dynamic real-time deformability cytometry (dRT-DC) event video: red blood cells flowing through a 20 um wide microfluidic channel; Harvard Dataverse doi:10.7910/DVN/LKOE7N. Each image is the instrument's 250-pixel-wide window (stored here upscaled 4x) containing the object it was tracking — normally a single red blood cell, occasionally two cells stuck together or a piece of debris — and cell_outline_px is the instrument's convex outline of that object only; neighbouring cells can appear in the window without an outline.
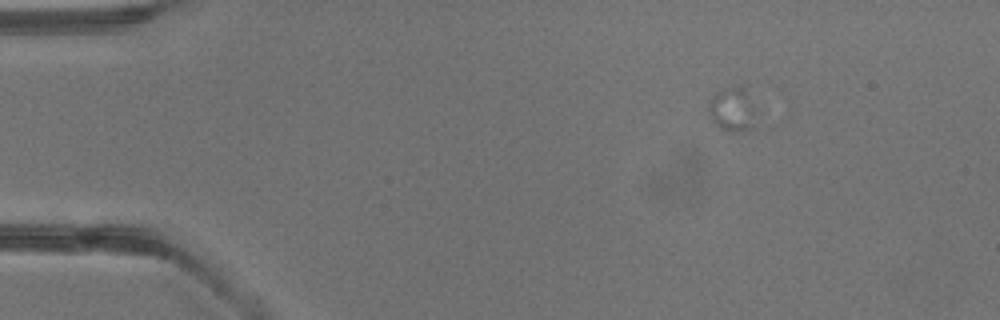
{"species": "common noctule bat (a hibernating species)", "species_latin": "Nyctalus noctula", "temperature_condition": "warm", "stored_images_in_passage": 4, "camera_frame_rate_fps": 3000, "um_per_image_px": 0.085, "animal": {"sex": "male", "body_mass_g": 13.3}, "frame": {"image": 1, "passage_image": 2, "time_ms": 1.0, "image_size_px": [1000, 320], "cell_outline_px": [[748, 128], [736, 132], [732, 132], [720, 128], [712, 120], [708, 108], [716, 92], [740, 84], [748, 84]], "centroid_in_image_um": [62.12, 9.21], "position_along_channel_um": 22.9, "area_um2": 10.92}}